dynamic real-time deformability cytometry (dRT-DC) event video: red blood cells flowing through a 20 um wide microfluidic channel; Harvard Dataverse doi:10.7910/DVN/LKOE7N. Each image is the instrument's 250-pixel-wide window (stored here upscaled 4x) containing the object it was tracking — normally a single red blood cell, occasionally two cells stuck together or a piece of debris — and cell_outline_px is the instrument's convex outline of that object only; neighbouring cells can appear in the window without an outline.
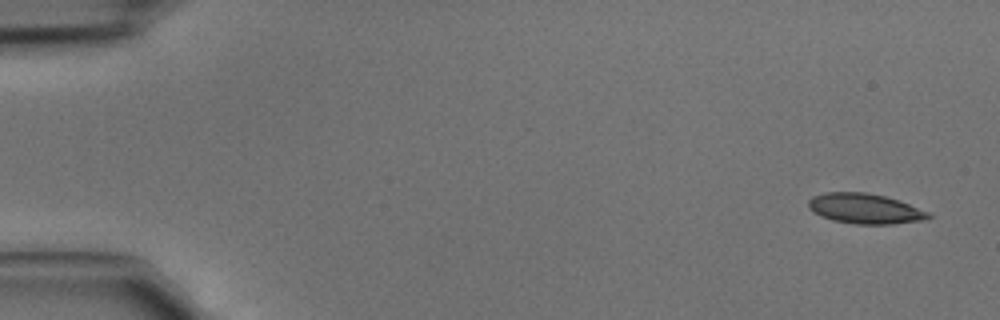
{"species": "common noctule bat (a hibernating species)", "species_latin": "Nyctalus noctula", "temperature_condition": "cold", "stored_images_in_passage": 44, "camera_frame_rate_fps": 3000, "um_per_image_px": 0.085, "animal": {"sex": "male", "body_mass_g": 15.6}, "frame": {"image": 1, "passage_image": 1, "time_ms": 0.0, "image_size_px": [1000, 320], "cell_outline_px": [[932, 216], [924, 220], [892, 224], [856, 224], [832, 220], [820, 216], [812, 212], [808, 208], [808, 200], [812, 196], [824, 192], [864, 192], [884, 196], [932, 212]], "centroid_in_image_um": [73.49, 17.74], "position_along_channel_um": 11.5, "area_um2": 21.21}}
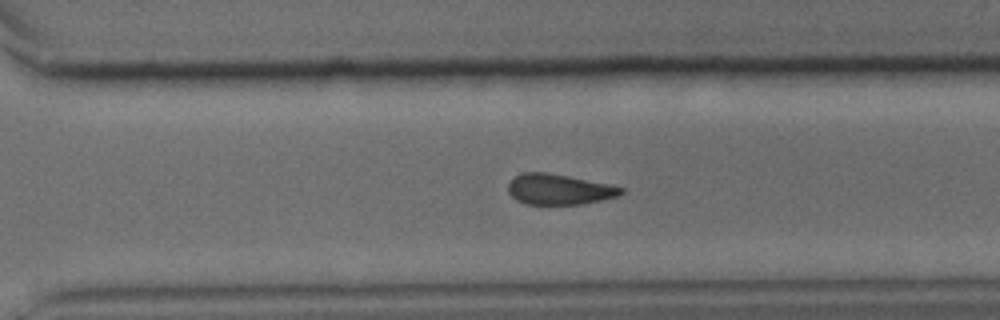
{"frame": {"image": 2, "passage_image": 31, "time_ms": 10.0, "image_size_px": [1000, 320], "cell_outline_px": [[624, 192], [616, 196], [600, 200], [580, 204], [528, 204], [516, 200], [508, 192], [508, 184], [516, 176], [524, 172], [548, 172], [608, 184], [624, 188]], "centroid_in_image_um": [47.49, 16.09], "position_along_channel_um": 323.1, "area_um2": 19.83}}
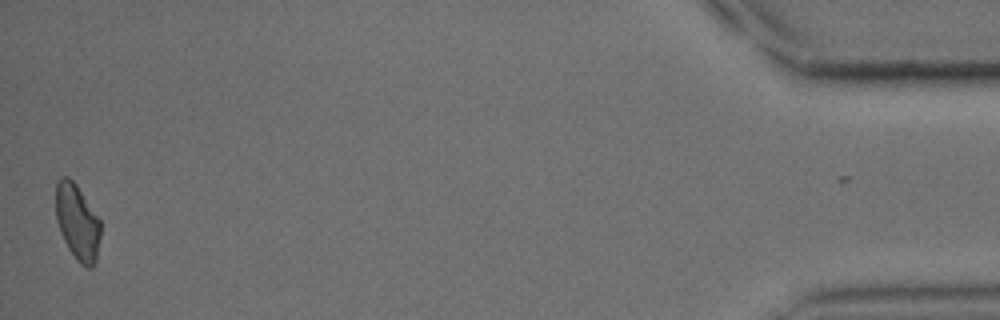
{"frame": {"image": 3, "passage_image": 44, "time_ms": 14.333, "image_size_px": [1000, 320], "cell_outline_px": [[100, 236], [96, 264], [92, 268], [88, 268], [80, 264], [76, 260], [68, 248], [60, 232], [56, 220], [56, 184], [60, 176], [68, 176], [76, 184], [100, 220]], "centroid_in_image_um": [6.57, 18.91], "position_along_channel_um": 428.6, "area_um2": 19.88}}